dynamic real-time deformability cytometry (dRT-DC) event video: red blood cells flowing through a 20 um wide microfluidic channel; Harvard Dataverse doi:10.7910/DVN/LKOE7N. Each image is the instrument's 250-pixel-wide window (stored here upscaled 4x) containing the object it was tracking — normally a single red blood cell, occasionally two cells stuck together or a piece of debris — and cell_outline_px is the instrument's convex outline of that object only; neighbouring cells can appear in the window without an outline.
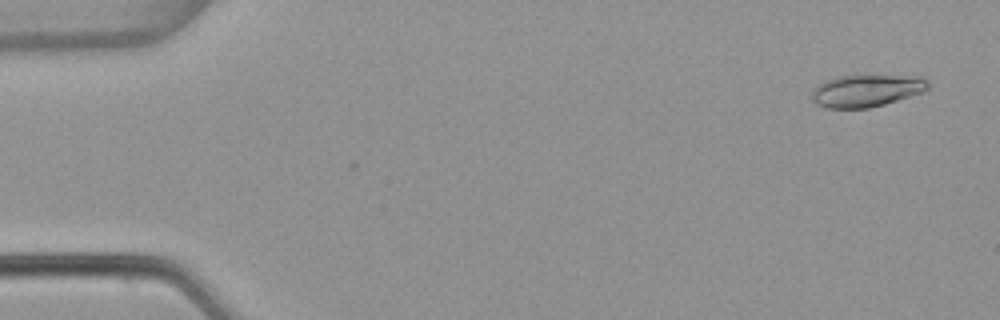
{"species": "common noctule bat (a hibernating species)", "species_latin": "Nyctalus noctula", "temperature_condition": "warm", "stored_images_in_passage": 5, "camera_frame_rate_fps": 3000, "um_per_image_px": 0.085, "animal": {"sex": "female", "body_mass_g": 22.7, "forearm_length_mm": 54.2}, "frame": {"image": 1, "passage_image": 1, "time_ms": 0.0, "image_size_px": [1000, 320], "cell_outline_px": [[928, 88], [924, 92], [884, 104], [868, 108], [828, 108], [816, 104], [812, 100], [812, 92], [816, 84], [824, 80], [836, 76], [920, 76], [928, 80]], "centroid_in_image_um": [73.62, 7.7], "position_along_channel_um": 11.4, "area_um2": 21.85}}
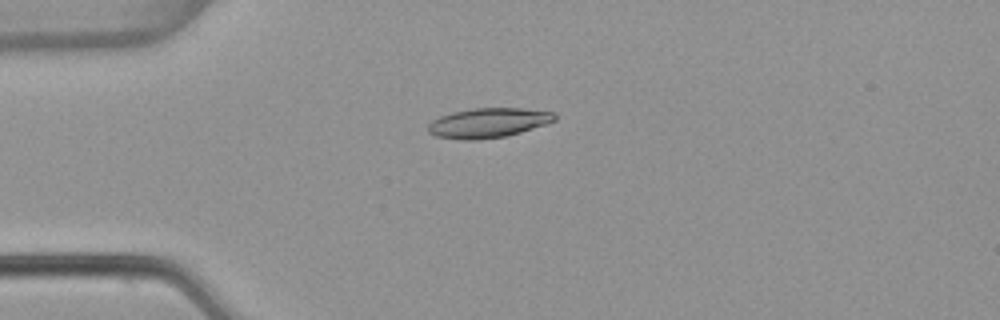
{"frame": {"image": 2, "passage_image": 4, "time_ms": 1.0, "image_size_px": [1000, 320], "cell_outline_px": [[556, 120], [548, 124], [508, 136], [476, 140], [460, 140], [436, 136], [428, 132], [428, 124], [432, 120], [440, 116], [452, 112], [472, 108], [524, 108], [556, 112]], "centroid_in_image_um": [41.53, 10.44], "position_along_channel_um": 43.5, "area_um2": 22.25}}